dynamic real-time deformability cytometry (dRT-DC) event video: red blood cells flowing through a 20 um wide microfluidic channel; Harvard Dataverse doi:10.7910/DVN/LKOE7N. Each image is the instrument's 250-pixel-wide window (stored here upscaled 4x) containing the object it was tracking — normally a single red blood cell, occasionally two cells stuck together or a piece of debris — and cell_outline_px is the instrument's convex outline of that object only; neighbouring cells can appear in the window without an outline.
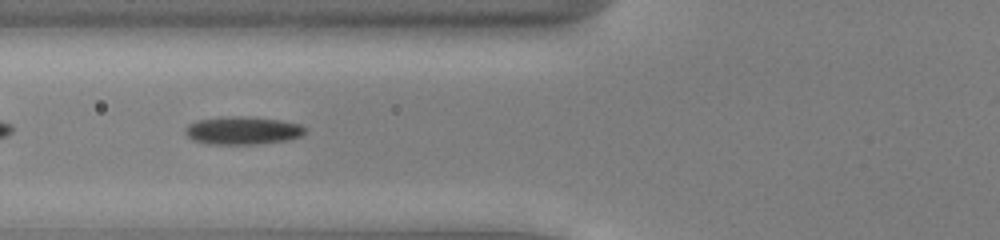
{"species": "common noctule bat (a hibernating species)", "species_latin": "Nyctalus noctula", "temperature_condition": "cold", "stored_images_in_passage": 36, "camera_frame_rate_fps": 3000, "um_per_image_px": 0.085, "animal": {"sex": "male", "body_mass_g": 13.0, "forearm_length_mm": 53.1}, "frame": {"image": 1, "passage_image": 5, "time_ms": 1.333, "image_size_px": [1000, 240], "cell_outline_px": [[308, 128], [300, 136], [288, 140], [256, 144], [208, 144], [192, 140], [184, 132], [184, 128], [188, 124], [196, 120], [236, 116], [240, 116], [280, 120], [300, 124]], "centroid_in_image_um": [20.61, 11.1], "position_along_channel_um": 105.2, "area_um2": 19.48}}
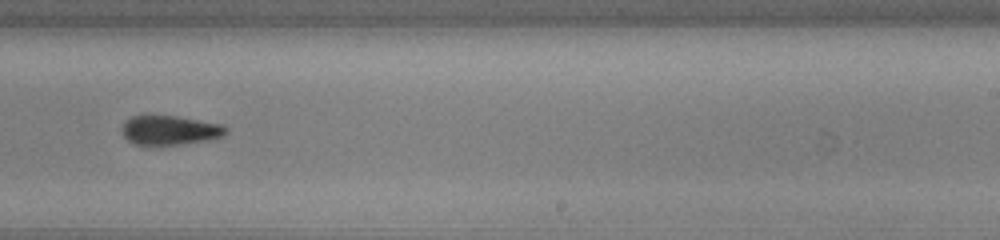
{"frame": {"image": 2, "passage_image": 18, "time_ms": 5.667, "image_size_px": [1000, 240], "cell_outline_px": [[228, 132], [224, 136], [208, 140], [180, 144], [132, 144], [120, 132], [120, 128], [124, 120], [132, 116], [144, 112], [176, 116], [224, 124], [228, 128]], "centroid_in_image_um": [14.39, 11.01], "position_along_channel_um": 274.6, "area_um2": 18.55}}
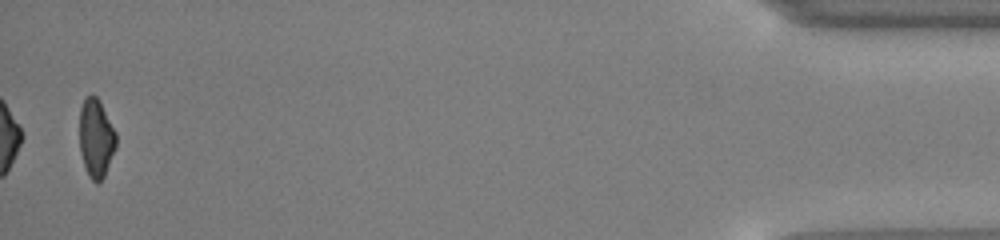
{"frame": {"image": 3, "passage_image": 36, "time_ms": 11.667, "image_size_px": [1000, 240], "cell_outline_px": [[116, 148], [104, 176], [96, 184], [88, 176], [80, 152], [80, 108], [84, 96], [92, 92], [96, 96], [116, 132]], "centroid_in_image_um": [8.15, 11.72], "position_along_channel_um": 427.0, "area_um2": 16.76}}